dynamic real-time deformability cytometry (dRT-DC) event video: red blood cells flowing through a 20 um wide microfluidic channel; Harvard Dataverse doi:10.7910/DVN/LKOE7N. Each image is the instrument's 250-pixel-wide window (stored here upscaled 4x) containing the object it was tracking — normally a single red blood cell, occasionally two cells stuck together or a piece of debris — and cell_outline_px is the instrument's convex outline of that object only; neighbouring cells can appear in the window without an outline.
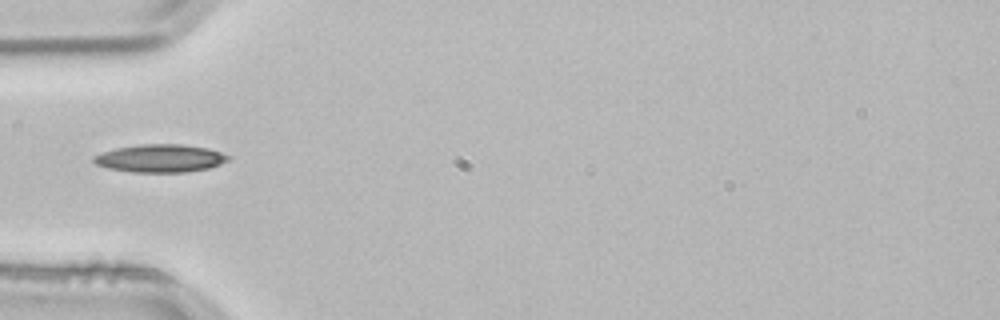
{"species": "common noctule bat (a hibernating species)", "species_latin": "Nyctalus noctula", "temperature_condition": "room temperature", "stored_images_in_passage": 2, "camera_frame_rate_fps": 3000, "um_per_image_px": 0.085, "animal": {"sex": "male", "body_mass_g": 21.5, "forearm_length_mm": 52.0}, "frame": {"image": 1, "passage_image": 2, "time_ms": 0.333, "image_size_px": [1000, 320], "cell_outline_px": [[232, 156], [228, 160], [220, 164], [208, 168], [184, 172], [132, 172], [108, 168], [96, 164], [92, 160], [92, 156], [116, 148], [140, 144], [184, 144], [208, 148]], "centroid_in_image_um": [13.63, 13.45], "position_along_channel_um": 71.4, "area_um2": 21.85}}